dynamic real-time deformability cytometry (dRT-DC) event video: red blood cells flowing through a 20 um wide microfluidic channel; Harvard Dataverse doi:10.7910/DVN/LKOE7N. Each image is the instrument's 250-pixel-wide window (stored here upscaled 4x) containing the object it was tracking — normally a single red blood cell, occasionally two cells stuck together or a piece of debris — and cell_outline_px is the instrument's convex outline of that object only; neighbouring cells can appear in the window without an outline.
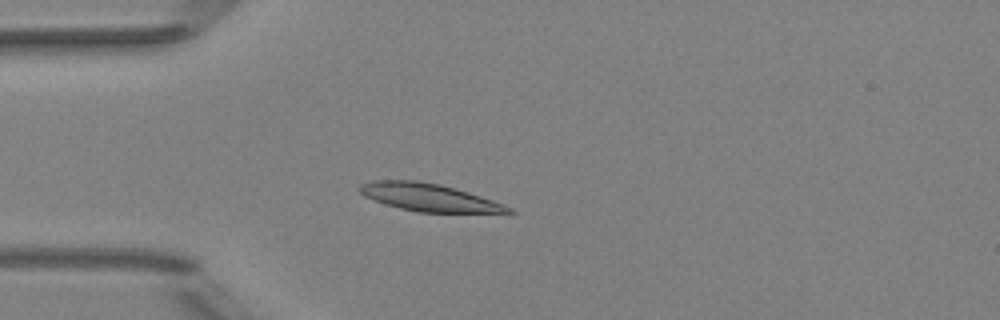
{"species": "Egyptian fruit bat (a non-hibernating species)", "species_latin": "Rousettus aegyptiacus", "temperature_condition": "room temperature", "stored_images_in_passage": 42, "camera_frame_rate_fps": 3000, "um_per_image_px": 0.085, "animal": {"sex": "female"}, "frame": {"image": 1, "passage_image": 9, "time_ms": 2.667, "image_size_px": [1000, 320], "cell_outline_px": [[516, 212], [416, 212], [384, 204], [364, 196], [356, 188], [360, 184], [372, 180], [416, 180], [440, 184], [456, 188], [504, 204], [512, 208]], "centroid_in_image_um": [36.39, 16.76], "position_along_channel_um": 48.6, "area_um2": 23.87}}
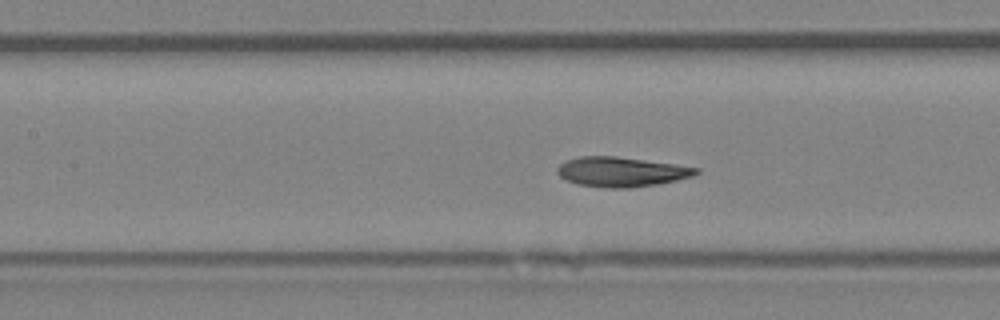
{"frame": {"image": 2, "passage_image": 18, "time_ms": 5.667, "image_size_px": [1000, 320], "cell_outline_px": [[700, 172], [692, 176], [676, 180], [656, 184], [628, 188], [608, 188], [576, 184], [560, 176], [556, 172], [556, 168], [564, 160], [580, 156], [616, 156], [700, 168]], "centroid_in_image_um": [52.77, 14.6], "position_along_channel_um": 154.6, "area_um2": 23.93}}
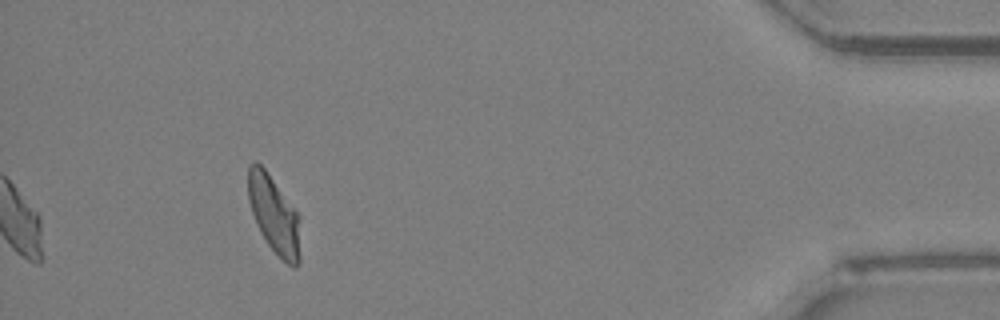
{"frame": {"image": 3, "passage_image": 42, "time_ms": 13.667, "image_size_px": [1000, 320], "cell_outline_px": [[300, 264], [296, 268], [292, 268], [268, 244], [260, 232], [256, 224], [248, 200], [248, 164], [252, 160], [256, 160], [264, 168], [296, 208], [300, 216]], "centroid_in_image_um": [23.32, 18.23], "position_along_channel_um": 411.9, "area_um2": 24.04}, "authors_computed_cell_mechanics": {"area_um2": 23.8714, "velocity_mm_per_s": 4.0015, "shape_relaxation_time_tau1_ms": 4.6634, "shape_relaxation_time_tau2_ms": 1.8949, "deformation_change_tau1": 0.1445, "deformation_change_tau2": 0.0716}}